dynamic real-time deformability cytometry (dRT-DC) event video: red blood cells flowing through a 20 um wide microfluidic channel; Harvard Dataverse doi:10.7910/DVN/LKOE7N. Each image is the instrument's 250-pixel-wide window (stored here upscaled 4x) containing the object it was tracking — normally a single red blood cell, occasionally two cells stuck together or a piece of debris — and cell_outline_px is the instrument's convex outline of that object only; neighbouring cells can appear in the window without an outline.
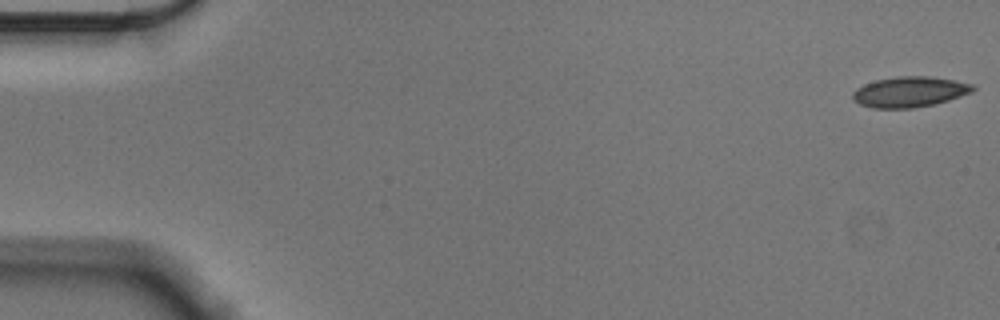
{"species": "Egyptian fruit bat (a non-hibernating species)", "species_latin": "Rousettus aegyptiacus", "temperature_condition": "cold", "stored_images_in_passage": 56, "camera_frame_rate_fps": 3000, "um_per_image_px": 0.085, "animal": {"sex": "male"}, "frame": {"image": 1, "passage_image": 1, "time_ms": 0.0, "image_size_px": [1000, 320], "cell_outline_px": [[976, 88], [972, 92], [936, 104], [912, 108], [872, 108], [860, 104], [852, 100], [852, 92], [856, 88], [864, 84], [876, 80], [896, 76], [928, 76], [952, 80], [972, 84]], "centroid_in_image_um": [77.28, 7.81], "position_along_channel_um": 7.7, "area_um2": 21.39}}
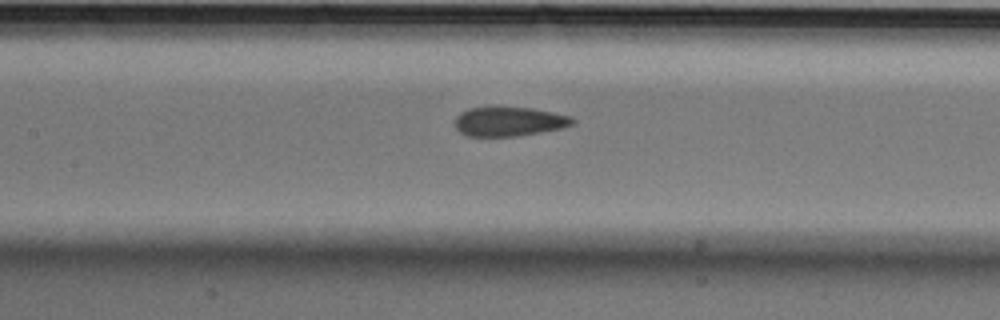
{"frame": {"image": 2, "passage_image": 26, "time_ms": 8.333, "image_size_px": [1000, 320], "cell_outline_px": [[576, 120], [572, 124], [564, 128], [516, 136], [468, 136], [460, 132], [456, 128], [456, 116], [460, 112], [472, 108], [532, 108], [572, 116]], "centroid_in_image_um": [43.31, 10.34], "position_along_channel_um": 164.1, "area_um2": 19.83}}
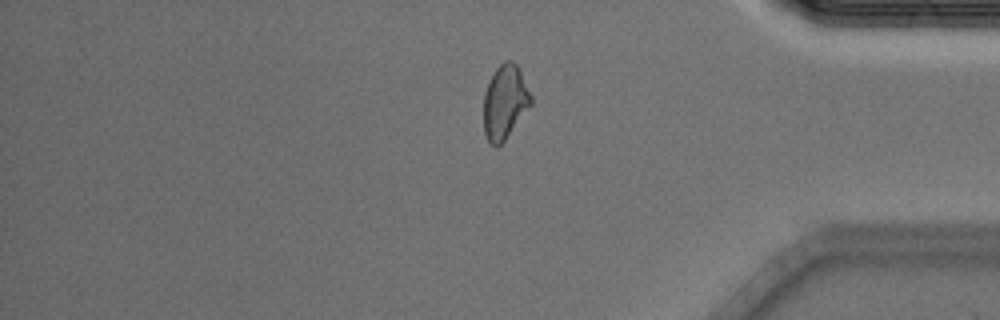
{"frame": {"image": 3, "passage_image": 47, "time_ms": 15.333, "image_size_px": [1000, 320], "cell_outline_px": [[532, 104], [504, 140], [496, 148], [488, 140], [484, 132], [484, 92], [496, 68], [504, 60], [512, 60], [516, 64], [532, 96]], "centroid_in_image_um": [42.91, 8.66], "position_along_channel_um": 392.3, "area_um2": 20.11}, "authors_computed_cell_mechanics": {"area_um2": 20.9236, "velocity_mm_per_s": 3.5707, "shape_relaxation_time_tau1_ms": 10.8952, "shape_relaxation_time_tau2_ms": 2.6046, "deformation_change_tau1": 0.1563, "deformation_change_tau2": 0.0828}}